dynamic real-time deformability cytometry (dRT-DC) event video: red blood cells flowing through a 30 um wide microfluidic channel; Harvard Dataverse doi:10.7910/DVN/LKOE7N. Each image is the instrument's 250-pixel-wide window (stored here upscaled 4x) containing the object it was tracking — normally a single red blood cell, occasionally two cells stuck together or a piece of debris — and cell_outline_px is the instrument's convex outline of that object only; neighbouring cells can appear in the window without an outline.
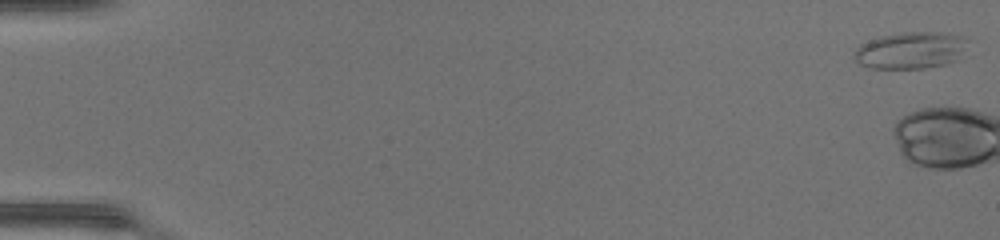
{"species": "common noctule bat (a hibernating species)", "species_latin": "Nyctalus noctula", "temperature_condition": "warm", "stored_images_in_passage": 9, "camera_frame_rate_fps": 3000, "um_per_image_px": 0.085, "animal": {"sex": "female", "body_mass_g": 17.0, "forearm_length_mm": 48.0}, "frame": {"image": 1, "passage_image": 1, "time_ms": 0.0, "image_size_px": [1000, 240], "cell_outline_px": [[968, 40], [956, 60], [944, 64], [924, 68], [872, 68], [860, 64], [856, 60], [856, 48], [860, 44], [880, 36], [900, 32], [940, 32], [964, 36]], "centroid_in_image_um": [77.4, 4.26], "position_along_channel_um": 7.6, "area_um2": 24.04}}